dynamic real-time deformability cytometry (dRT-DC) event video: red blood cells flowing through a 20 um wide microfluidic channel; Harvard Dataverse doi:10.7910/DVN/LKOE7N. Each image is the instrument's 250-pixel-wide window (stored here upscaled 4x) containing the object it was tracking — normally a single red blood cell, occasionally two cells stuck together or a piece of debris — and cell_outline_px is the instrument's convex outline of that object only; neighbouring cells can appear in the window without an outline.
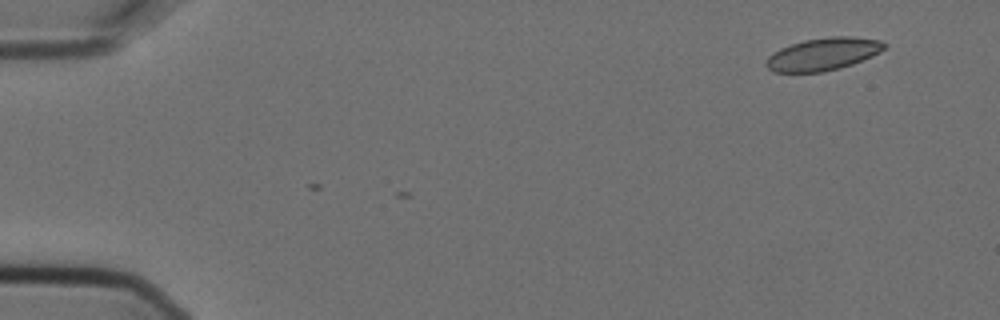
{"species": "Egyptian fruit bat (a non-hibernating species)", "species_latin": "Rousettus aegyptiacus", "temperature_condition": "cold", "stored_images_in_passage": 5, "segment_of_instrument_passage": [2, 2], "camera_frame_rate_fps": 3000, "um_per_image_px": 0.085, "animal": {"sex": "female"}, "frame": {"image": 1, "passage_image": 5, "time_ms": 1.333, "image_size_px": [1000, 320], "cell_outline_px": [[888, 44], [880, 52], [872, 56], [852, 64], [840, 68], [824, 72], [772, 72], [764, 64], [768, 56], [772, 52], [780, 48], [804, 40], [832, 36], [852, 36], [880, 40]], "centroid_in_image_um": [69.95, 4.6], "position_along_channel_um": 15.0, "area_um2": 22.54}}